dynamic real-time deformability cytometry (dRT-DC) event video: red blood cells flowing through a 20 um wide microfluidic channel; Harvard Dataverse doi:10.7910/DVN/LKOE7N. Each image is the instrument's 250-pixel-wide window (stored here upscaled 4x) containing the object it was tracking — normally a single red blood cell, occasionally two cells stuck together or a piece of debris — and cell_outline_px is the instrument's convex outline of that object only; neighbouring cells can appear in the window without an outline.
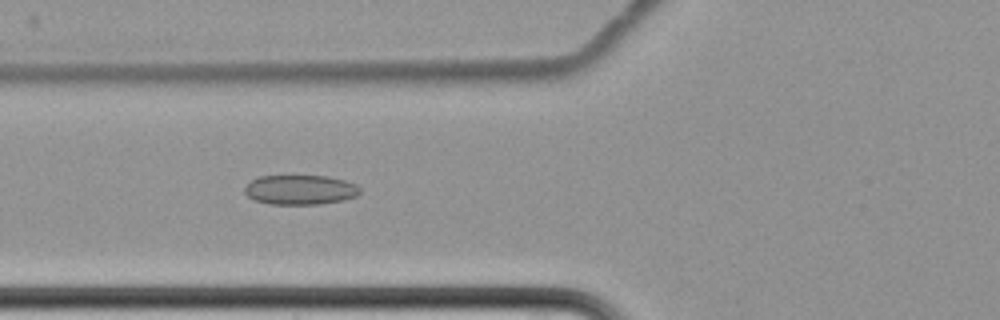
{"species": "common noctule bat (a hibernating species)", "species_latin": "Nyctalus noctula", "temperature_condition": "cold", "stored_images_in_passage": 7, "camera_frame_rate_fps": 3000, "um_per_image_px": 0.085, "animal": {"sex": "female", "body_mass_g": 22.7, "forearm_length_mm": 54.2}, "frame": {"image": 1, "passage_image": 7, "time_ms": 8.667, "image_size_px": [1000, 320], "cell_outline_px": [[360, 192], [356, 196], [344, 200], [320, 204], [272, 204], [256, 200], [248, 196], [244, 192], [244, 188], [252, 180], [260, 176], [324, 176], [344, 180], [356, 184], [360, 188]], "centroid_in_image_um": [25.54, 16.13], "position_along_channel_um": 100.3, "area_um2": 19.77}}